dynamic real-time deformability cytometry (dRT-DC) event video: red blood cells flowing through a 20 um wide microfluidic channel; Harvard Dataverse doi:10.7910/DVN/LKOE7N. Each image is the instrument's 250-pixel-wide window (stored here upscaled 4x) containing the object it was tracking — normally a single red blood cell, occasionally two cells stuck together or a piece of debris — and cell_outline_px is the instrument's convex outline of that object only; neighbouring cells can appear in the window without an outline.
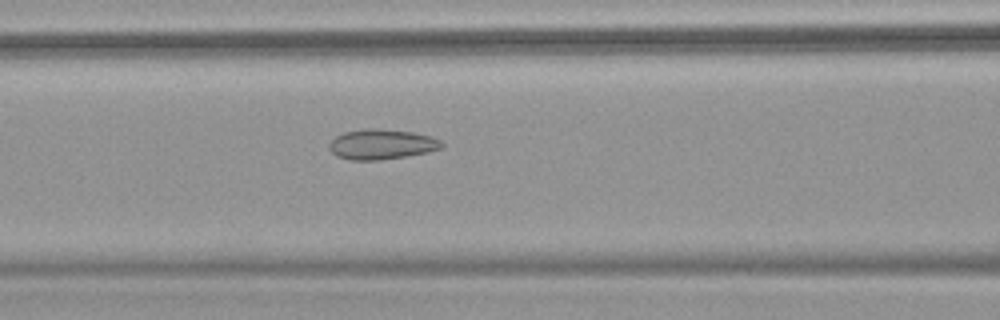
{"species": "common noctule bat (a hibernating species)", "species_latin": "Nyctalus noctula", "temperature_condition": "warm", "stored_images_in_passage": 42, "camera_frame_rate_fps": 3000, "um_per_image_px": 0.085, "animal": {"sex": "female", "body_mass_g": 18.4}, "frame": {"image": 1, "passage_image": 12, "time_ms": 3.667, "image_size_px": [1000, 320], "cell_outline_px": [[444, 144], [440, 148], [428, 152], [380, 160], [352, 160], [336, 156], [328, 148], [328, 144], [336, 136], [344, 132], [364, 128], [372, 128], [412, 132], [432, 136], [440, 140]], "centroid_in_image_um": [32.41, 12.26], "position_along_channel_um": 134.2, "area_um2": 19.71}}
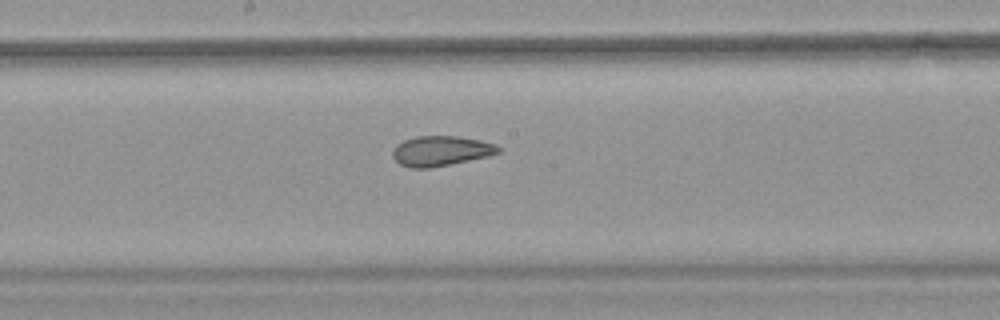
{"frame": {"image": 2, "passage_image": 18, "time_ms": 5.667, "image_size_px": [1000, 320], "cell_outline_px": [[500, 152], [488, 156], [428, 168], [412, 168], [400, 164], [392, 156], [392, 148], [396, 144], [404, 140], [416, 136], [456, 136], [480, 140], [496, 144], [500, 148]], "centroid_in_image_um": [37.44, 12.82], "position_along_channel_um": 210.8, "area_um2": 18.38}}
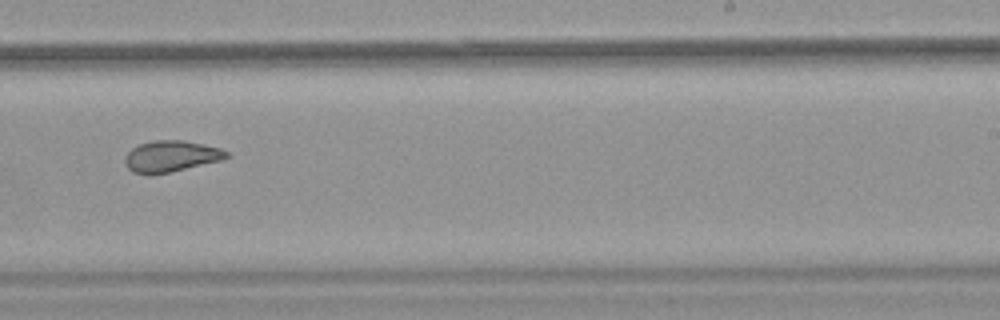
{"frame": {"image": 3, "passage_image": 23, "time_ms": 7.333, "image_size_px": [1000, 320], "cell_outline_px": [[228, 156], [224, 160], [152, 176], [148, 176], [132, 172], [128, 168], [124, 160], [124, 156], [132, 148], [140, 144], [152, 140], [184, 140], [204, 144], [220, 148], [228, 152]], "centroid_in_image_um": [14.52, 13.3], "position_along_channel_um": 274.5, "area_um2": 18.84}, "authors_computed_cell_mechanics": {"area_um2": 19.8832, "velocity_mm_per_s": 3.8388, "shape_relaxation_time_tau1_ms": null, "shape_relaxation_time_tau2_ms": 1.4792, "deformation_change_tau1": null, "deformation_change_tau2": 0.0654}}